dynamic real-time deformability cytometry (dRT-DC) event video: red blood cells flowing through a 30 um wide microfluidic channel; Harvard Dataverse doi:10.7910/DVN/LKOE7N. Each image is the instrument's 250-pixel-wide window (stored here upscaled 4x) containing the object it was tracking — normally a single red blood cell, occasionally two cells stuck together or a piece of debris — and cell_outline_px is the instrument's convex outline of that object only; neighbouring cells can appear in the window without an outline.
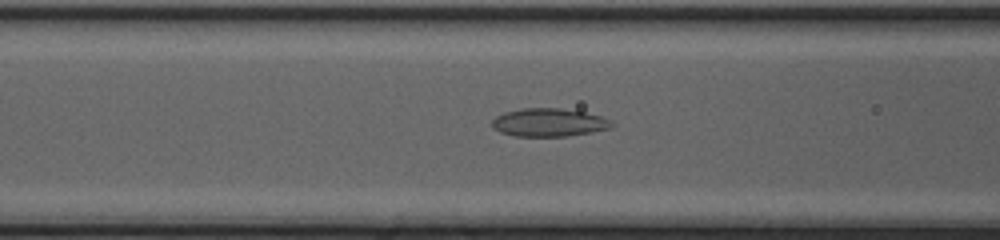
{"species": "common noctule bat (a hibernating species)", "species_latin": "Nyctalus noctula", "temperature_condition": "cold", "stored_images_in_passage": 9, "camera_frame_rate_fps": 3000, "um_per_image_px": 0.085, "animal": {"sex": "female", "body_mass_g": 20.0, "forearm_length_mm": 54.0}, "frame": {"image": 1, "passage_image": 7, "time_ms": 2.0, "image_size_px": [1000, 240], "cell_outline_px": [[616, 124], [608, 128], [592, 132], [568, 136], [516, 136], [500, 132], [492, 124], [492, 120], [496, 116], [504, 112], [520, 108], [560, 108], [584, 112], [600, 116], [612, 120]], "centroid_in_image_um": [46.67, 10.4], "position_along_channel_um": 119.9, "area_um2": 19.59}}